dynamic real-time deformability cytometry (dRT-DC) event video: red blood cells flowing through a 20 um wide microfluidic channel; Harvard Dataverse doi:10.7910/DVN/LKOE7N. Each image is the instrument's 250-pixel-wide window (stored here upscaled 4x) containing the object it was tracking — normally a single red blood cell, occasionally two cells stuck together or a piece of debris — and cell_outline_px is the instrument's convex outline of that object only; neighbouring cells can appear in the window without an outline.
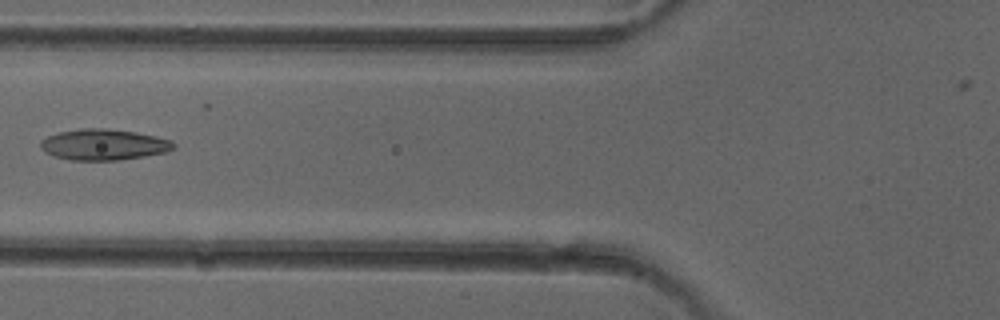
{"species": "common noctule bat (a hibernating species)", "species_latin": "Nyctalus noctula", "temperature_condition": "cold", "stored_images_in_passage": 6, "camera_frame_rate_fps": 3000, "um_per_image_px": 0.085, "animal": {"sex": "female"}, "frame": {"image": 1, "passage_image": 6, "time_ms": 5.667, "image_size_px": [1000, 320], "cell_outline_px": [[176, 148], [164, 152], [144, 156], [116, 160], [72, 160], [52, 156], [44, 152], [40, 148], [40, 140], [48, 136], [60, 132], [80, 128], [108, 128], [136, 132], [156, 136], [172, 140], [176, 144]], "centroid_in_image_um": [8.8, 12.28], "position_along_channel_um": 117.0, "area_um2": 24.16}}